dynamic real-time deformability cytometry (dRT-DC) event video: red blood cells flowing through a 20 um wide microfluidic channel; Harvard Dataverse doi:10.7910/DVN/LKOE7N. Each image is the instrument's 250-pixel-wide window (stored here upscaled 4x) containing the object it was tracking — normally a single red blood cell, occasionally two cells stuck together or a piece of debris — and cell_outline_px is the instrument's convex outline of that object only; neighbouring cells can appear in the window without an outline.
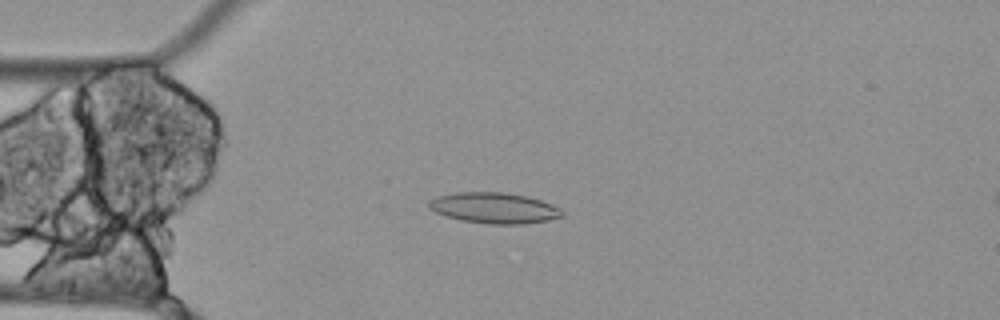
{"species": "Egyptian fruit bat (a non-hibernating species)", "species_latin": "Rousettus aegyptiacus", "temperature_condition": "cold", "stored_images_in_passage": 56, "camera_frame_rate_fps": 3000, "um_per_image_px": 0.085, "animal": {"sex": "female"}, "frame": {"image": 1, "passage_image": 14, "time_ms": 4.333, "image_size_px": [1000, 320], "cell_outline_px": [[564, 216], [548, 220], [524, 224], [488, 224], [460, 220], [444, 216], [428, 208], [428, 200], [436, 196], [456, 192], [504, 192], [524, 196], [540, 200], [560, 208], [564, 212]], "centroid_in_image_um": [41.97, 17.68], "position_along_channel_um": 43.0, "area_um2": 24.04}}
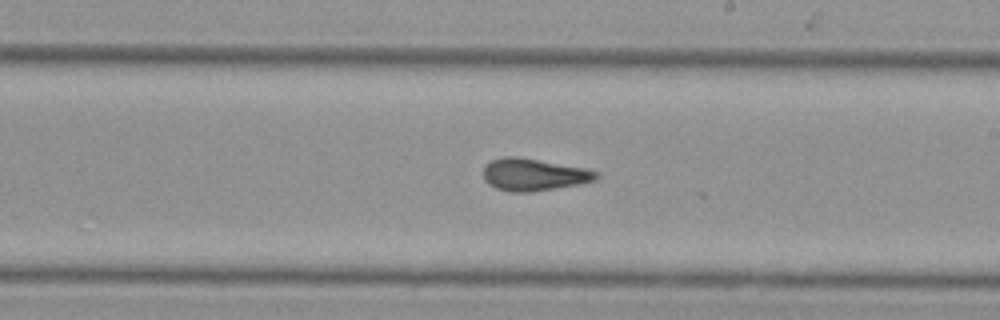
{"frame": {"image": 2, "passage_image": 32, "time_ms": 10.333, "image_size_px": [1000, 320], "cell_outline_px": [[600, 176], [596, 180], [580, 184], [532, 192], [512, 192], [496, 188], [488, 184], [484, 180], [484, 168], [492, 160], [504, 156], [516, 156], [584, 168], [596, 172]], "centroid_in_image_um": [45.36, 14.85], "position_along_channel_um": 243.6, "area_um2": 21.04}}
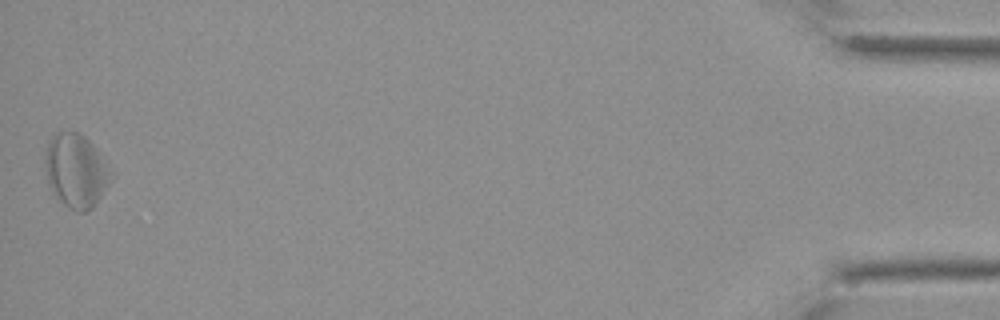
{"frame": {"image": 3, "passage_image": 56, "time_ms": 18.333, "image_size_px": [1000, 320], "cell_outline_px": [[116, 172], [92, 208], [84, 212], [76, 212], [68, 208], [52, 192], [48, 184], [44, 160], [48, 140], [56, 132], [80, 132], [96, 148]], "centroid_in_image_um": [6.47, 14.5], "position_along_channel_um": 428.7, "area_um2": 28.61}, "authors_computed_cell_mechanics": {"area_um2": 22.9177, "velocity_mm_per_s": 3.4705, "shape_relaxation_time_tau1_ms": null, "shape_relaxation_time_tau2_ms": 8.8252, "deformation_change_tau1": null, "deformation_change_tau2": 0.1537}}